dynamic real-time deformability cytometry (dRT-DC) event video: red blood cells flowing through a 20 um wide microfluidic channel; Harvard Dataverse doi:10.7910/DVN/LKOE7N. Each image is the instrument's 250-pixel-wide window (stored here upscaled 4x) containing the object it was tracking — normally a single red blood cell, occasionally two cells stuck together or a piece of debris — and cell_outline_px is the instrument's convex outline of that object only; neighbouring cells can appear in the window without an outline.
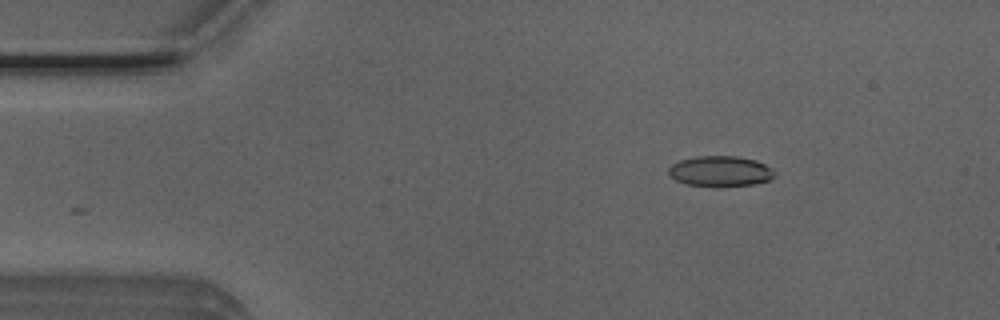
{"species": "Egyptian fruit bat (a non-hibernating species)", "species_latin": "Rousettus aegyptiacus", "temperature_condition": "room temperature", "stored_images_in_passage": 4, "camera_frame_rate_fps": 3000, "um_per_image_px": 0.085, "animal": {"sex": "male"}, "frame": {"image": 1, "passage_image": 2, "time_ms": 0.333, "image_size_px": [1000, 320], "cell_outline_px": [[776, 176], [768, 180], [752, 184], [688, 184], [676, 180], [668, 176], [668, 168], [672, 164], [680, 160], [696, 156], [736, 156], [756, 160], [772, 168], [776, 172]], "centroid_in_image_um": [61.22, 14.51], "position_along_channel_um": 23.8, "area_um2": 18.26}}
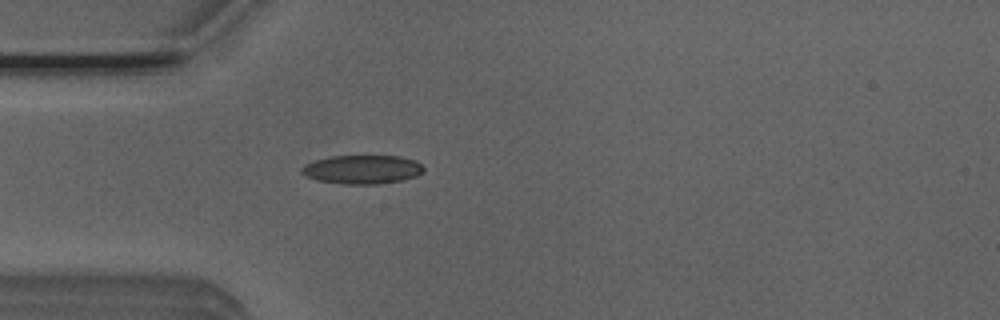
{"frame": {"image": 2, "passage_image": 4, "time_ms": 1.0, "image_size_px": [1000, 320], "cell_outline_px": [[424, 172], [416, 176], [404, 180], [380, 184], [344, 184], [316, 180], [304, 176], [300, 172], [300, 168], [304, 164], [316, 160], [332, 156], [400, 156], [416, 160], [424, 168]], "centroid_in_image_um": [30.79, 14.41], "position_along_channel_um": 54.2, "area_um2": 20.69}}